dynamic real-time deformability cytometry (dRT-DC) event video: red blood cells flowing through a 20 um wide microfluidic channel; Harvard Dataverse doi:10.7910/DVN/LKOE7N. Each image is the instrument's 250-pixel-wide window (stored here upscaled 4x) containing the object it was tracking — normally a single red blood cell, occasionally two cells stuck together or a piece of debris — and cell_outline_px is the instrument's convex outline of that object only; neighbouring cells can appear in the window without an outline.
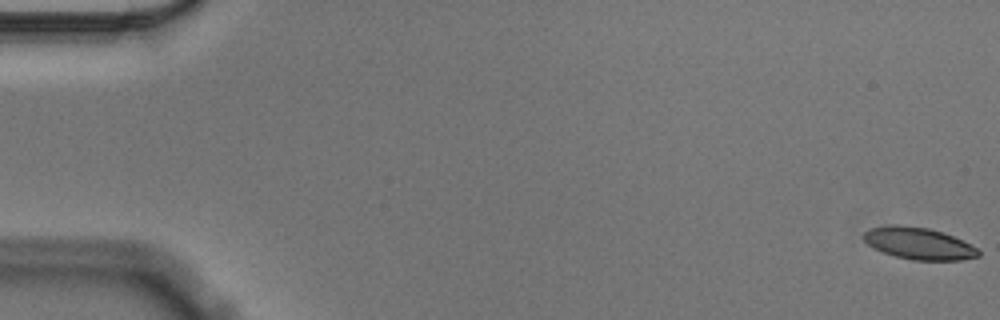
{"species": "Egyptian fruit bat (a non-hibernating species)", "species_latin": "Rousettus aegyptiacus", "temperature_condition": "cold", "stored_images_in_passage": 57, "camera_frame_rate_fps": 3000, "um_per_image_px": 0.085, "animal": {"sex": "male"}, "frame": {"image": 1, "passage_image": 1, "time_ms": 0.0, "image_size_px": [1000, 320], "cell_outline_px": [[980, 256], [964, 260], [912, 260], [896, 256], [872, 248], [864, 240], [864, 232], [868, 228], [896, 224], [928, 228], [952, 236], [976, 248], [980, 252]], "centroid_in_image_um": [78.06, 20.69], "position_along_channel_um": 6.9, "area_um2": 21.1}}
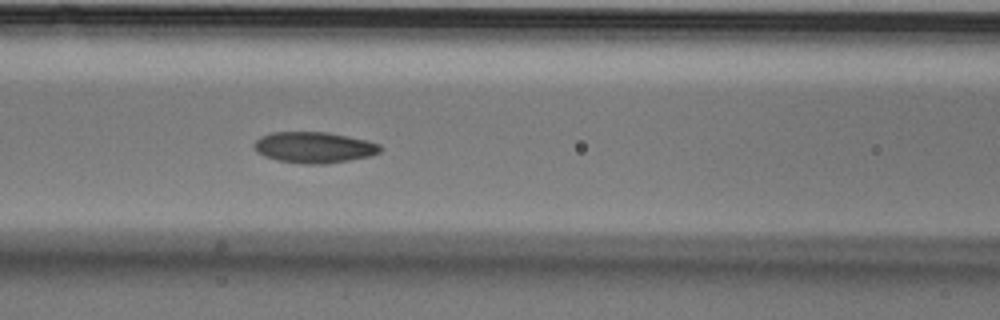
{"frame": {"image": 2, "passage_image": 25, "time_ms": 8.0, "image_size_px": [1000, 320], "cell_outline_px": [[380, 152], [372, 156], [324, 164], [304, 164], [280, 160], [264, 156], [256, 152], [256, 140], [260, 136], [272, 132], [328, 132], [368, 140], [380, 144]], "centroid_in_image_um": [26.73, 12.52], "position_along_channel_um": 139.9, "area_um2": 22.72}}
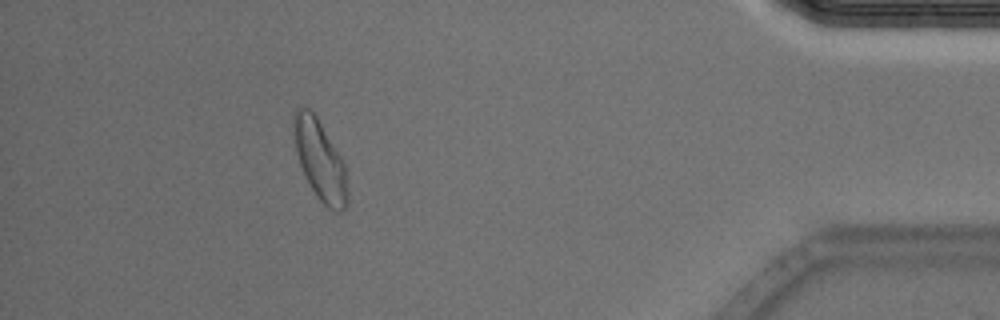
{"frame": {"image": 3, "passage_image": 52, "time_ms": 17.0, "image_size_px": [1000, 320], "cell_outline_px": [[348, 204], [340, 212], [336, 212], [328, 208], [320, 200], [312, 188], [300, 164], [296, 152], [292, 120], [292, 116], [296, 108], [308, 108], [316, 116], [340, 156], [344, 164], [348, 192]], "centroid_in_image_um": [27.2, 13.62], "position_along_channel_um": 408.0, "area_um2": 24.62}, "authors_computed_cell_mechanics": {"area_um2": 22.6576, "velocity_mm_per_s": 3.5349, "shape_relaxation_time_tau1_ms": 7.0363, "shape_relaxation_time_tau2_ms": 3.4542, "deformation_change_tau1": 0.1632, "deformation_change_tau2": 0.0789}}